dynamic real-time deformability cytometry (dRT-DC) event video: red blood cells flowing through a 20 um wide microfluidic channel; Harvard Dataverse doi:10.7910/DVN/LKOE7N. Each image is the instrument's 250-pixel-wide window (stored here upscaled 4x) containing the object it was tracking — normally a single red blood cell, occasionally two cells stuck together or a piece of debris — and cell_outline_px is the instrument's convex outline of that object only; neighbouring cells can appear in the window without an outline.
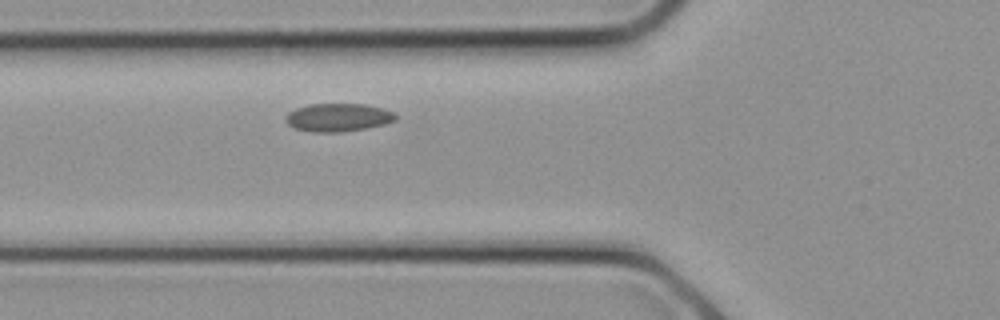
{"species": "common noctule bat (a hibernating species)", "species_latin": "Nyctalus noctula", "temperature_condition": "cold", "stored_images_in_passage": 5, "camera_frame_rate_fps": 3000, "um_per_image_px": 0.085, "animal": {"sex": "female", "body_mass_g": 21.9}, "frame": {"image": 1, "passage_image": 5, "time_ms": 1.333, "image_size_px": [1000, 320], "cell_outline_px": [[396, 120], [384, 124], [368, 128], [340, 132], [312, 132], [292, 128], [284, 120], [288, 112], [296, 108], [312, 104], [364, 104], [384, 108], [396, 112]], "centroid_in_image_um": [28.75, 9.98], "position_along_channel_um": 97.1, "area_um2": 18.21}}